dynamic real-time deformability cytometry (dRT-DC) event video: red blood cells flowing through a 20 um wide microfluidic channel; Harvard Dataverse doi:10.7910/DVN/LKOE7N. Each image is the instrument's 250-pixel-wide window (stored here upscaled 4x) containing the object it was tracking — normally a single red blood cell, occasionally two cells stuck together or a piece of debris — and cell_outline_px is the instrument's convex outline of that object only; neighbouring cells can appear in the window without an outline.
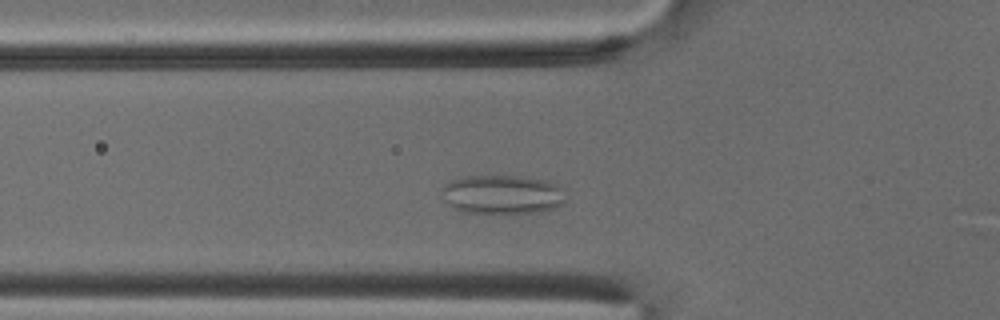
{"species": "common noctule bat (a hibernating species)", "species_latin": "Nyctalus noctula", "temperature_condition": "cold", "stored_images_in_passage": 39, "camera_frame_rate_fps": 3000, "um_per_image_px": 0.085, "animal": {"sex": "male", "body_mass_g": 18.8}, "frame": {"image": 1, "passage_image": 11, "time_ms": 3.333, "image_size_px": [1000, 320], "cell_outline_px": [[564, 204], [556, 208], [540, 212], [464, 212], [452, 208], [448, 204], [440, 188], [444, 184], [452, 180], [464, 176], [516, 176], [548, 180], [564, 188]], "centroid_in_image_um": [42.72, 16.52], "position_along_channel_um": 83.1, "area_um2": 28.21}}
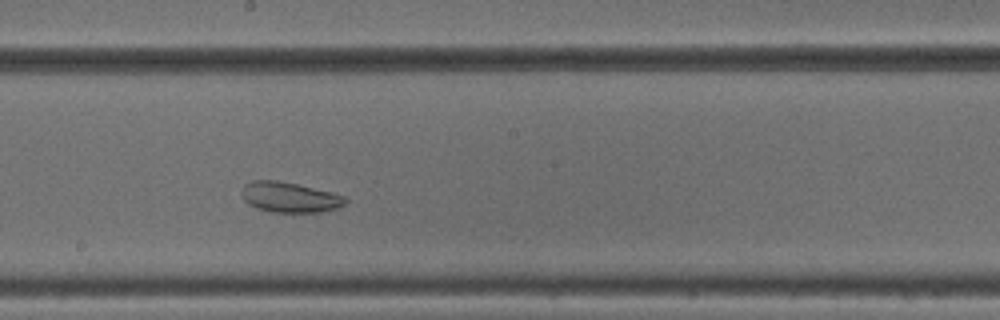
{"frame": {"image": 2, "passage_image": 22, "time_ms": 7.0, "image_size_px": [1000, 320], "cell_outline_px": [[348, 204], [324, 212], [272, 212], [256, 208], [248, 204], [244, 200], [244, 184], [252, 180], [276, 180], [296, 184], [332, 192], [344, 196], [348, 200]], "centroid_in_image_um": [24.67, 16.77], "position_along_channel_um": 223.5, "area_um2": 18.26}}
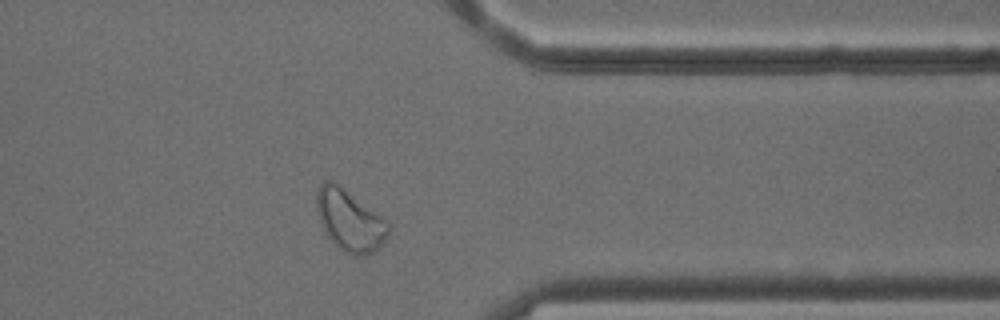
{"frame": {"image": 3, "passage_image": 35, "time_ms": 11.333, "image_size_px": [1000, 320], "cell_outline_px": [[392, 228], [380, 248], [364, 256], [352, 256], [344, 252], [324, 232], [316, 208], [316, 192], [320, 184], [324, 180], [332, 180], [380, 216]], "centroid_in_image_um": [29.71, 18.76], "position_along_channel_um": 381.7, "area_um2": 25.32}, "authors_computed_cell_mechanics": {"area_um2": 22.0796, "velocity_mm_per_s": 3.8239, "shape_relaxation_time_tau1_ms": null, "shape_relaxation_time_tau2_ms": 2.139, "deformation_change_tau1": null, "deformation_change_tau2": 0.0693}}